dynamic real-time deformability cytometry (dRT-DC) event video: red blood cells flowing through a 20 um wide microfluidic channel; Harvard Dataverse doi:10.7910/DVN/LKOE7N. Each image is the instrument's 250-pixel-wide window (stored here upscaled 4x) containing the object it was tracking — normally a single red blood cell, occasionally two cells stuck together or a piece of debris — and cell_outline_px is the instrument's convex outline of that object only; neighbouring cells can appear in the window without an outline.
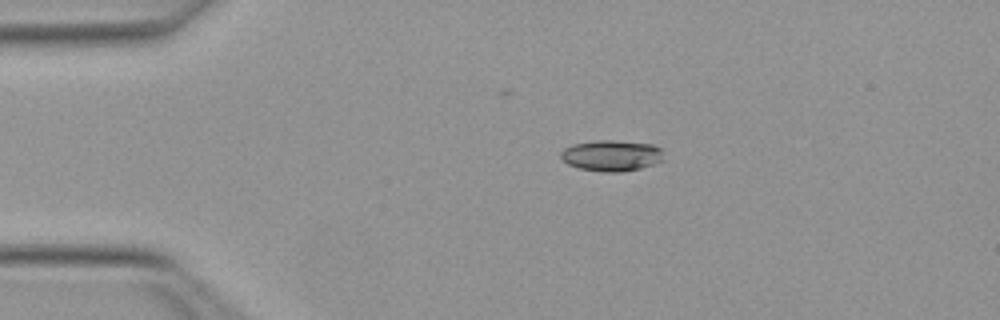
{"species": "Egyptian fruit bat (a non-hibernating species)", "species_latin": "Rousettus aegyptiacus", "temperature_condition": "warm", "stored_images_in_passage": 41, "camera_frame_rate_fps": 3000, "um_per_image_px": 0.085, "animal": {"sex": "female"}, "frame": {"image": 1, "passage_image": 1, "time_ms": 0.0, "image_size_px": [1000, 320], "cell_outline_px": [[664, 160], [640, 168], [620, 172], [604, 172], [580, 168], [568, 164], [560, 156], [560, 152], [564, 148], [572, 144], [600, 140], [612, 140], [652, 144], [660, 148]], "centroid_in_image_um": [51.97, 13.22], "position_along_channel_um": 33.0, "area_um2": 18.44}}
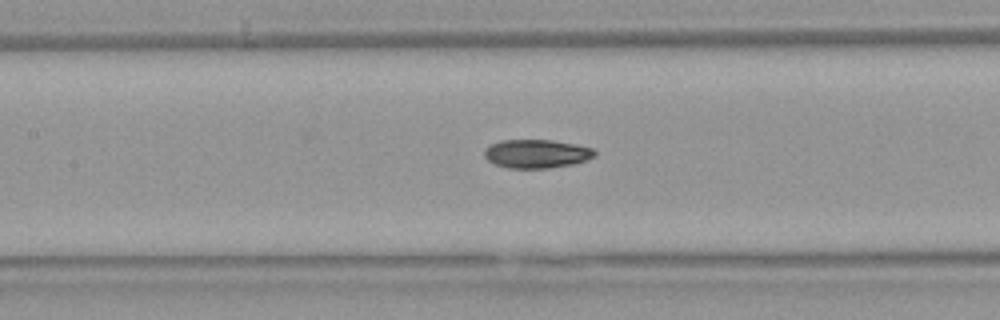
{"frame": {"image": 2, "passage_image": 14, "time_ms": 4.333, "image_size_px": [1000, 320], "cell_outline_px": [[596, 156], [588, 160], [572, 164], [548, 168], [508, 168], [496, 164], [488, 160], [484, 156], [484, 148], [500, 140], [552, 140], [576, 144], [592, 148], [596, 152]], "centroid_in_image_um": [45.62, 13.06], "position_along_channel_um": 161.8, "area_um2": 18.44}}
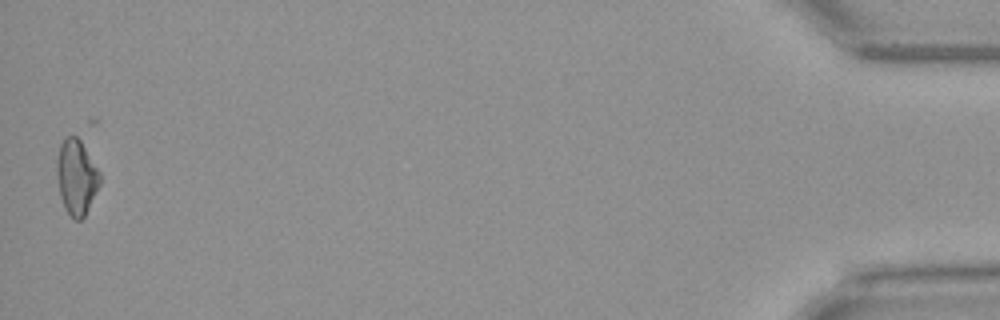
{"frame": {"image": 3, "passage_image": 41, "time_ms": 13.333, "image_size_px": [1000, 320], "cell_outline_px": [[100, 184], [84, 216], [80, 220], [76, 220], [64, 208], [60, 196], [56, 172], [56, 160], [60, 144], [68, 136], [76, 136], [80, 140], [100, 172]], "centroid_in_image_um": [6.48, 15.04], "position_along_channel_um": 428.7, "area_um2": 18.61}, "authors_computed_cell_mechanics": {"area_um2": 18.4382, "velocity_mm_per_s": 4.0215, "shape_relaxation_time_tau1_ms": 4.5806, "shape_relaxation_time_tau2_ms": 2.8809, "deformation_change_tau1": 0.1617, "deformation_change_tau2": 0.0912}}